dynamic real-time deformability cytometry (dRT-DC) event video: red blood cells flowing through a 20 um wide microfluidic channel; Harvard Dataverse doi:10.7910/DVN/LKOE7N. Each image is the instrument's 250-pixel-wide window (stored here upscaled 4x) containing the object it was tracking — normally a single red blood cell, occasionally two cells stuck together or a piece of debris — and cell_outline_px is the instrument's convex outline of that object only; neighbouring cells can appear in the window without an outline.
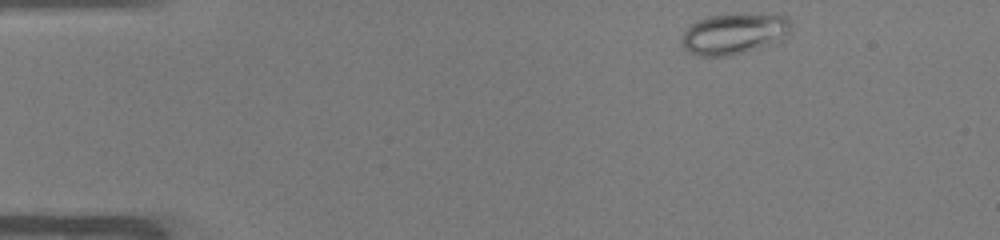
{"species": "common noctule bat (a hibernating species)", "species_latin": "Nyctalus noctula", "temperature_condition": "warm", "stored_images_in_passage": 45, "camera_frame_rate_fps": 3000, "um_per_image_px": 0.085, "animal": {"sex": "male", "body_mass_g": 19.0, "forearm_length_mm": 50.8}, "frame": {"image": 1, "passage_image": 1, "time_ms": 0.0, "image_size_px": [1000, 240], "cell_outline_px": [[792, 24], [784, 40], [776, 44], [732, 56], [700, 56], [688, 52], [680, 44], [680, 40], [684, 32], [692, 24], [708, 16], [736, 12], [744, 12], [788, 16], [792, 20]], "centroid_in_image_um": [62.45, 2.86], "position_along_channel_um": 22.5, "area_um2": 27.11}}
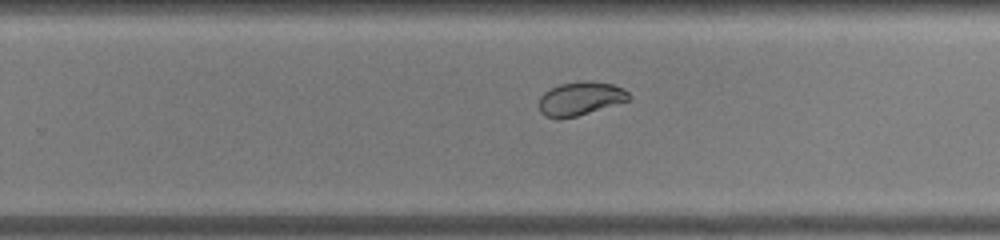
{"frame": {"image": 2, "passage_image": 27, "time_ms": 8.667, "image_size_px": [1000, 240], "cell_outline_px": [[632, 96], [628, 100], [576, 116], [544, 116], [540, 112], [540, 96], [544, 92], [560, 84], [612, 84], [624, 88]], "centroid_in_image_um": [49.34, 8.4], "position_along_channel_um": 280.5, "area_um2": 16.3}}
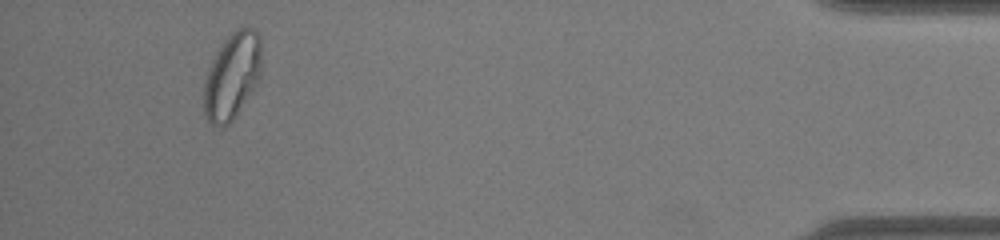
{"frame": {"image": 3, "passage_image": 42, "time_ms": 13.667, "image_size_px": [1000, 240], "cell_outline_px": [[260, 76], [236, 116], [228, 124], [212, 124], [208, 120], [204, 112], [204, 84], [212, 60], [216, 52], [224, 40], [236, 28], [252, 28], [260, 36]], "centroid_in_image_um": [19.72, 6.43], "position_along_channel_um": 415.5, "area_um2": 28.32}, "authors_computed_cell_mechanics": {"area_um2": 22.3686, "velocity_mm_per_s": 3.9459, "shape_relaxation_time_tau1_ms": 4.2579, "shape_relaxation_time_tau2_ms": 0.5924, "deformation_change_tau1": 0.1108, "deformation_change_tau2": 0.0403}}